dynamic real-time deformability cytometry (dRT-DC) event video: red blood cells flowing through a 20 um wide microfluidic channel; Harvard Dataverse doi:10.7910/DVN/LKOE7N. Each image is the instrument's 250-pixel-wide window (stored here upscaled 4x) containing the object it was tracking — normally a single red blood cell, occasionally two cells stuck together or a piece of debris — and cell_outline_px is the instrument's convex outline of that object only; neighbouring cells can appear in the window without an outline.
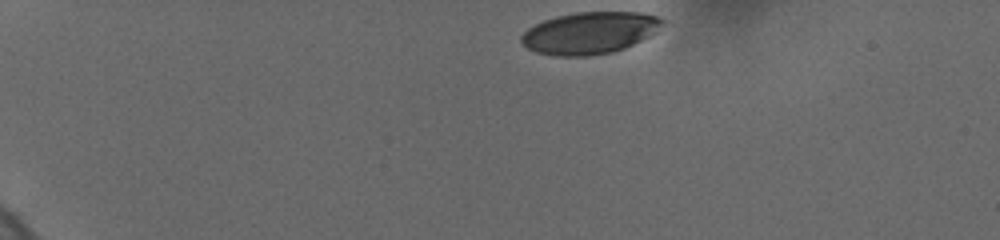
{"species": "human", "species_latin": "Homo sapiens", "temperature_condition": "cold", "stored_images_in_passage": 7, "camera_frame_rate_fps": 3000, "um_per_image_px": 0.085, "donor": {"sex": "female"}, "frame": {"image": 1, "passage_image": 1, "time_ms": 0.0, "image_size_px": [1000, 240], "cell_outline_px": [[664, 20], [656, 32], [624, 48], [612, 52], [588, 56], [552, 56], [536, 52], [520, 44], [520, 36], [528, 28], [544, 20], [556, 16], [576, 12], [644, 12], [656, 16]], "centroid_in_image_um": [50.08, 2.8], "position_along_channel_um": 34.9, "area_um2": 34.45}}